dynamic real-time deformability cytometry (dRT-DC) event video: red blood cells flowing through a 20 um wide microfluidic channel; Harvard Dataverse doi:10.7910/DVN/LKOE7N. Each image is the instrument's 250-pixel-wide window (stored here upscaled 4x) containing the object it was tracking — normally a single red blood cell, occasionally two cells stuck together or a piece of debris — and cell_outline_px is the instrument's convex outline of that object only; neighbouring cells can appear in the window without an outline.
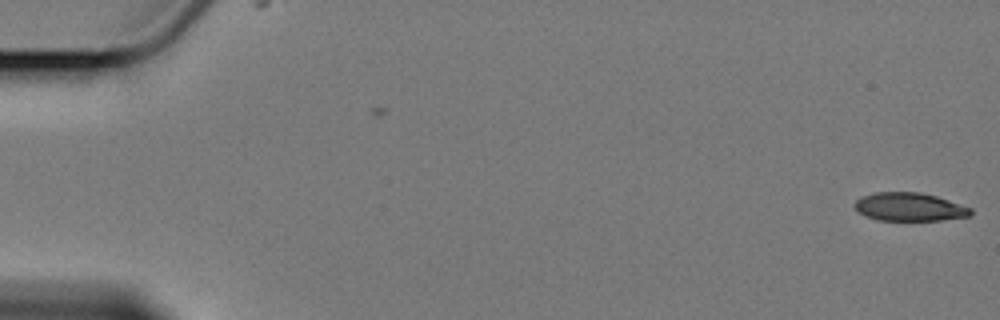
{"species": "Egyptian fruit bat (a non-hibernating species)", "species_latin": "Rousettus aegyptiacus", "temperature_condition": "cold", "stored_images_in_passage": 8, "camera_frame_rate_fps": 3000, "um_per_image_px": 0.085, "animal": {"sex": "female"}, "frame": {"image": 1, "passage_image": 1, "time_ms": 0.0, "image_size_px": [1000, 320], "cell_outline_px": [[972, 216], [940, 220], [876, 220], [864, 216], [856, 212], [852, 204], [860, 196], [876, 192], [920, 192], [936, 196], [972, 208]], "centroid_in_image_um": [77.25, 17.59], "position_along_channel_um": 7.8, "area_um2": 19.42}}
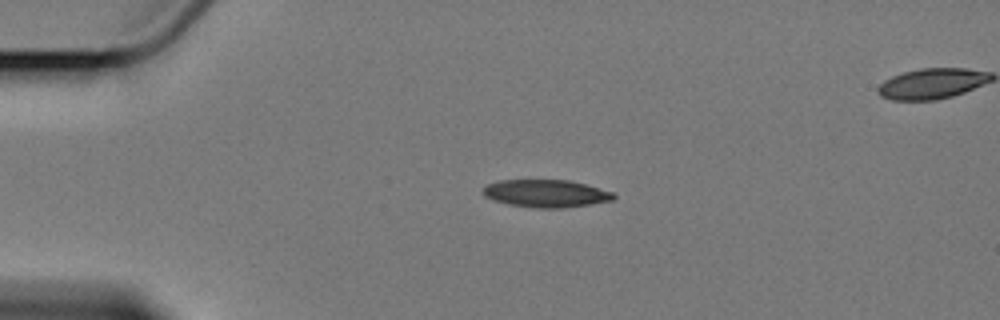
{"frame": {"image": 2, "passage_image": 4, "time_ms": 4.333, "image_size_px": [1000, 320], "cell_outline_px": [[616, 196], [612, 200], [592, 204], [564, 208], [536, 208], [508, 204], [484, 196], [484, 188], [488, 184], [500, 180], [568, 180], [584, 184], [612, 192]], "centroid_in_image_um": [46.42, 16.45], "position_along_channel_um": 38.6, "area_um2": 20.75}}